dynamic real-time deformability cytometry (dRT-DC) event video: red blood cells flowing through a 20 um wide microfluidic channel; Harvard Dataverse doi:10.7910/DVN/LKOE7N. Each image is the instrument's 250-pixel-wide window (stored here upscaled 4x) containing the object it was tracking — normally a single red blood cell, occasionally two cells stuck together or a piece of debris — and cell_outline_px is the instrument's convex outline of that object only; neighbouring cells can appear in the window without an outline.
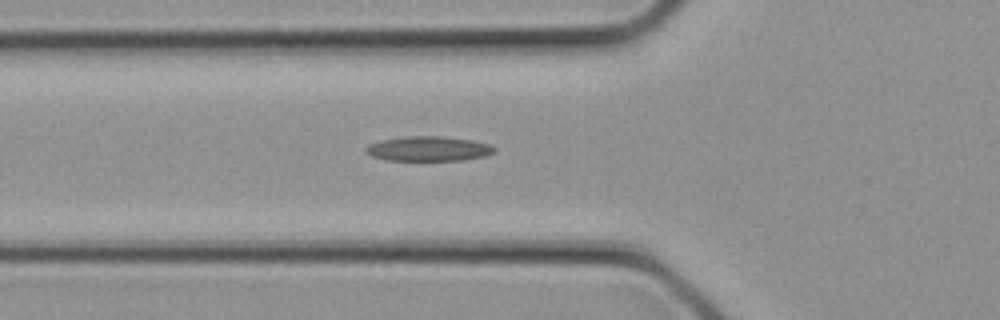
{"species": "common noctule bat (a hibernating species)", "species_latin": "Nyctalus noctula", "temperature_condition": "cold", "stored_images_in_passage": 12, "camera_frame_rate_fps": 3000, "um_per_image_px": 0.085, "animal": {"sex": "female", "body_mass_g": 21.9}, "frame": {"image": 1, "passage_image": 10, "time_ms": 3.0, "image_size_px": [1000, 320], "cell_outline_px": [[496, 152], [484, 156], [464, 160], [388, 160], [372, 156], [364, 152], [364, 148], [368, 144], [380, 140], [408, 136], [440, 136], [472, 140], [492, 144], [496, 148]], "centroid_in_image_um": [36.43, 12.64], "position_along_channel_um": 89.4, "area_um2": 18.67}}
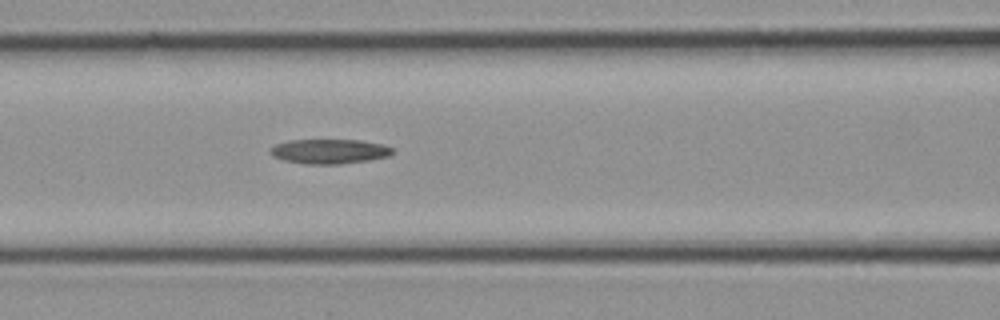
{"frame": {"image": 2, "passage_image": 12, "time_ms": 3.667, "image_size_px": [1000, 320], "cell_outline_px": [[396, 152], [388, 156], [368, 160], [340, 164], [304, 164], [284, 160], [272, 156], [268, 152], [268, 148], [276, 144], [288, 140], [360, 140], [384, 144], [392, 148]], "centroid_in_image_um": [27.98, 12.86], "position_along_channel_um": 138.6, "area_um2": 17.74}}